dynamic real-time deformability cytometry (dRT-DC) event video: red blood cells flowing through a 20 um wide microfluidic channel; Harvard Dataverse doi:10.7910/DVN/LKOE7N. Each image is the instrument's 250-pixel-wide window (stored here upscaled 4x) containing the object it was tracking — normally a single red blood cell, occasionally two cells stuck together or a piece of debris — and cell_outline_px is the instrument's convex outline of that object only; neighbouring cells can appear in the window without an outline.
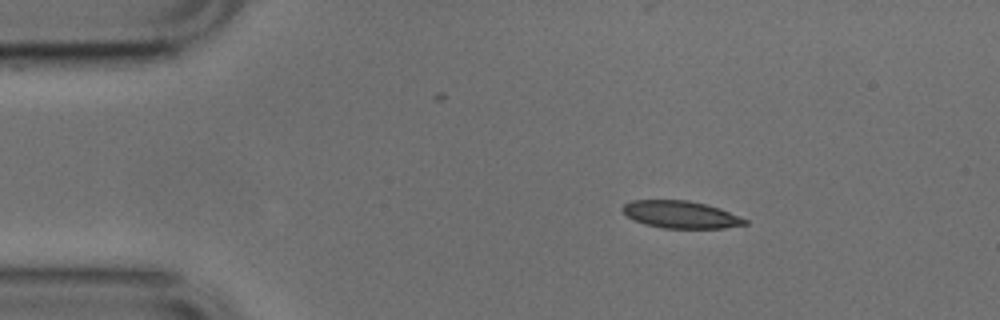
{"species": "common noctule bat (a hibernating species)", "species_latin": "Nyctalus noctula", "temperature_condition": "cold", "stored_images_in_passage": 45, "camera_frame_rate_fps": 3000, "um_per_image_px": 0.085, "animal": {"sex": "male", "body_mass_g": 17.9, "forearm_length_mm": 54.2}, "frame": {"image": 1, "passage_image": 1, "time_ms": 0.0, "image_size_px": [1000, 320], "cell_outline_px": [[748, 224], [724, 228], [664, 228], [644, 224], [632, 220], [620, 208], [624, 204], [632, 200], [688, 200], [720, 208], [748, 220]], "centroid_in_image_um": [57.85, 18.24], "position_along_channel_um": 27.2, "area_um2": 19.48}}
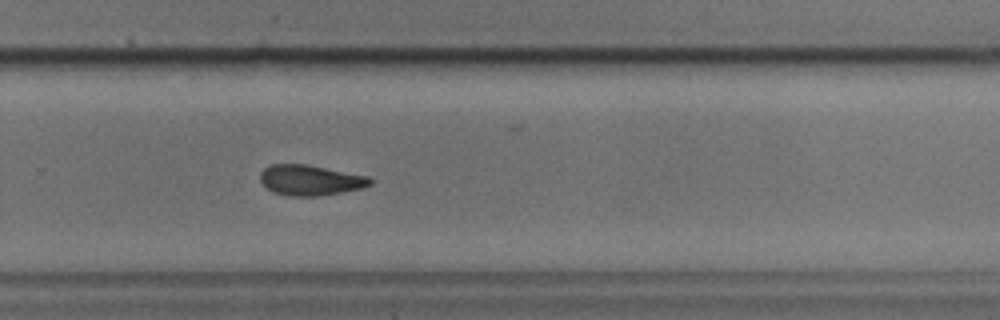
{"frame": {"image": 2, "passage_image": 27, "time_ms": 8.667, "image_size_px": [1000, 320], "cell_outline_px": [[372, 184], [364, 188], [316, 196], [288, 196], [276, 192], [268, 188], [260, 180], [260, 172], [264, 168], [272, 164], [308, 164], [368, 176], [372, 180]], "centroid_in_image_um": [26.39, 15.3], "position_along_channel_um": 303.4, "area_um2": 19.42}}
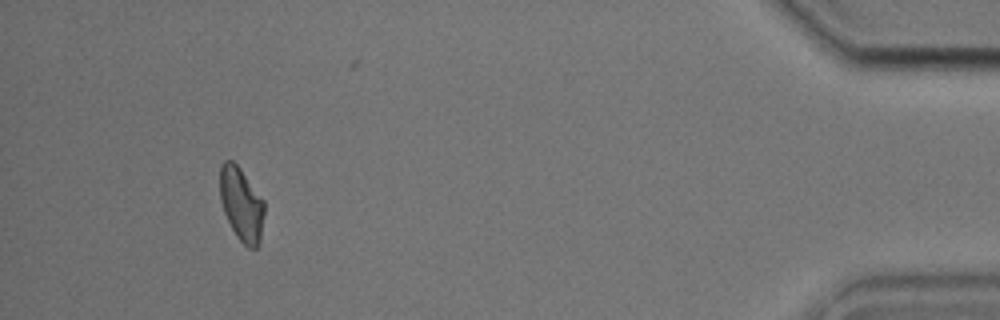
{"frame": {"image": 3, "passage_image": 41, "time_ms": 13.333, "image_size_px": [1000, 320], "cell_outline_px": [[264, 212], [260, 240], [256, 248], [248, 248], [236, 236], [224, 212], [220, 200], [220, 164], [224, 160], [232, 160], [240, 168], [264, 200]], "centroid_in_image_um": [20.51, 17.34], "position_along_channel_um": 414.7, "area_um2": 18.96}, "authors_computed_cell_mechanics": {"area_um2": 19.7676, "velocity_mm_per_s": 3.8089, "shape_relaxation_time_tau1_ms": 6.3475, "shape_relaxation_time_tau2_ms": 4.4384, "deformation_change_tau1": 0.164, "deformation_change_tau2": 0.1147}}